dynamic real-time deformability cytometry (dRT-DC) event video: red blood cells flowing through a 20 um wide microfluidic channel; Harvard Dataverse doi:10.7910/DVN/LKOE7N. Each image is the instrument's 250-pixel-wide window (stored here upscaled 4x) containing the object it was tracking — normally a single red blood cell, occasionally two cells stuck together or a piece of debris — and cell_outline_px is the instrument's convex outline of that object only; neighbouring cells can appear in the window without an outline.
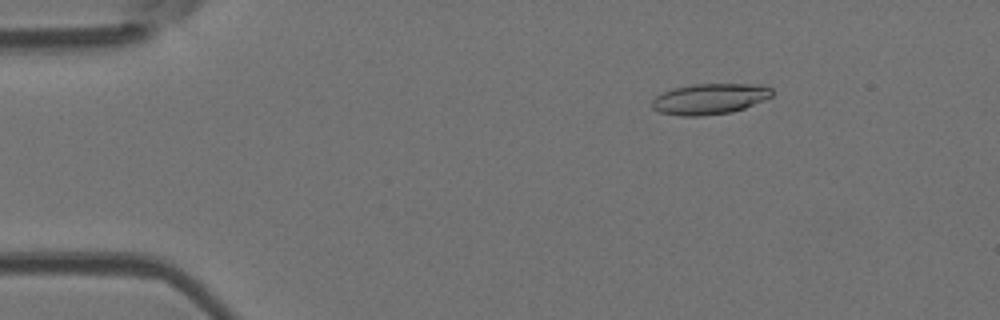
{"species": "Egyptian fruit bat (a non-hibernating species)", "species_latin": "Rousettus aegyptiacus", "temperature_condition": "room temperature", "stored_images_in_passage": 50, "camera_frame_rate_fps": 3000, "um_per_image_px": 0.085, "animal": {"sex": "female"}, "frame": {"image": 1, "passage_image": 6, "time_ms": 1.667, "image_size_px": [1000, 320], "cell_outline_px": [[772, 96], [744, 108], [732, 112], [700, 116], [680, 116], [660, 112], [652, 108], [652, 100], [656, 96], [664, 92], [676, 88], [692, 84], [760, 84], [772, 88]], "centroid_in_image_um": [60.33, 8.41], "position_along_channel_um": 24.7, "area_um2": 21.39}}
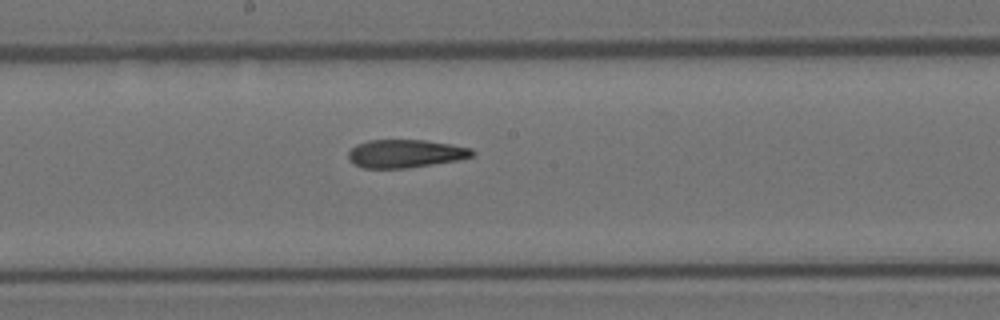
{"frame": {"image": 2, "passage_image": 26, "time_ms": 8.333, "image_size_px": [1000, 320], "cell_outline_px": [[476, 152], [472, 156], [460, 160], [408, 168], [364, 168], [348, 160], [348, 152], [356, 144], [368, 140], [424, 140], [472, 148]], "centroid_in_image_um": [34.46, 13.06], "position_along_channel_um": 213.7, "area_um2": 20.35}}
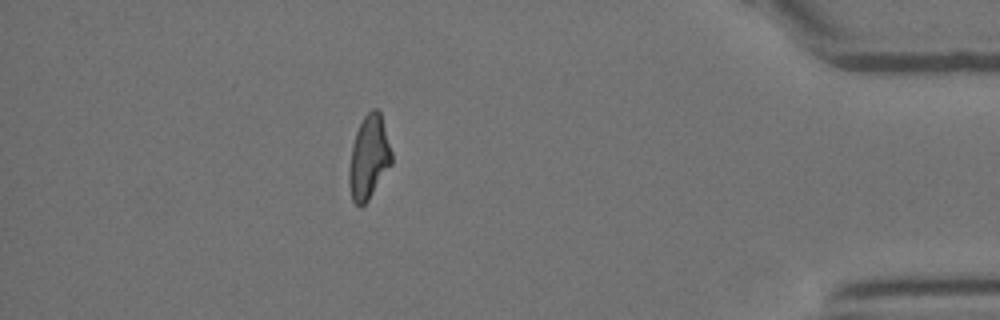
{"frame": {"image": 3, "passage_image": 44, "time_ms": 14.333, "image_size_px": [1000, 320], "cell_outline_px": [[392, 164], [368, 200], [360, 208], [352, 200], [348, 184], [348, 172], [352, 148], [356, 132], [364, 116], [372, 108], [376, 108], [380, 112], [392, 152]], "centroid_in_image_um": [31.35, 13.4], "position_along_channel_um": 403.9, "area_um2": 20.63}, "authors_computed_cell_mechanics": {"area_um2": 21.1548, "velocity_mm_per_s": 3.9161, "shape_relaxation_time_tau1_ms": null, "shape_relaxation_time_tau2_ms": 4.5919, "deformation_change_tau1": null, "deformation_change_tau2": 0.1625}}